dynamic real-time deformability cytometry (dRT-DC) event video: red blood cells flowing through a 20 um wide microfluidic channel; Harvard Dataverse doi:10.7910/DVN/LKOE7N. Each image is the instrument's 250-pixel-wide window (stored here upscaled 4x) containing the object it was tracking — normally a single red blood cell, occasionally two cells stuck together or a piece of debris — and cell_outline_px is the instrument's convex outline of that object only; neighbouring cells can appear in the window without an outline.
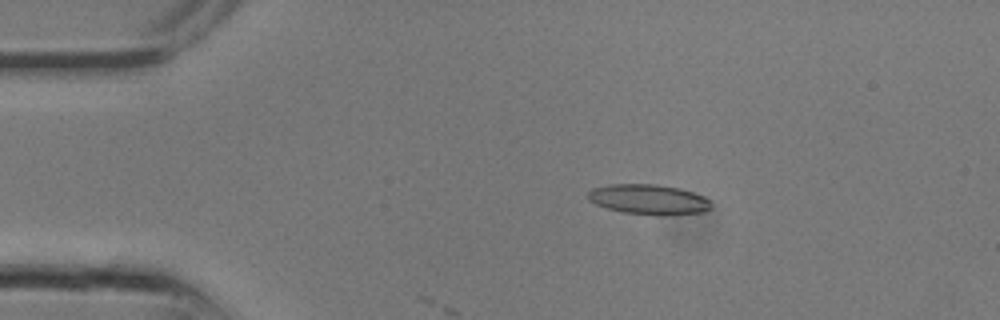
{"species": "common noctule bat (a hibernating species)", "species_latin": "Nyctalus noctula", "temperature_condition": "room temperature", "stored_images_in_passage": 8, "camera_frame_rate_fps": 3000, "um_per_image_px": 0.085, "animal": {"sex": "male", "body_mass_g": 13.3}, "frame": {"image": 1, "passage_image": 5, "time_ms": 1.333, "image_size_px": [1000, 320], "cell_outline_px": [[712, 208], [704, 212], [664, 216], [660, 216], [624, 212], [608, 208], [596, 204], [588, 200], [588, 192], [592, 188], [608, 184], [656, 184], [680, 188], [704, 196], [712, 204]], "centroid_in_image_um": [55.16, 16.95], "position_along_channel_um": 29.8, "area_um2": 21.79}}